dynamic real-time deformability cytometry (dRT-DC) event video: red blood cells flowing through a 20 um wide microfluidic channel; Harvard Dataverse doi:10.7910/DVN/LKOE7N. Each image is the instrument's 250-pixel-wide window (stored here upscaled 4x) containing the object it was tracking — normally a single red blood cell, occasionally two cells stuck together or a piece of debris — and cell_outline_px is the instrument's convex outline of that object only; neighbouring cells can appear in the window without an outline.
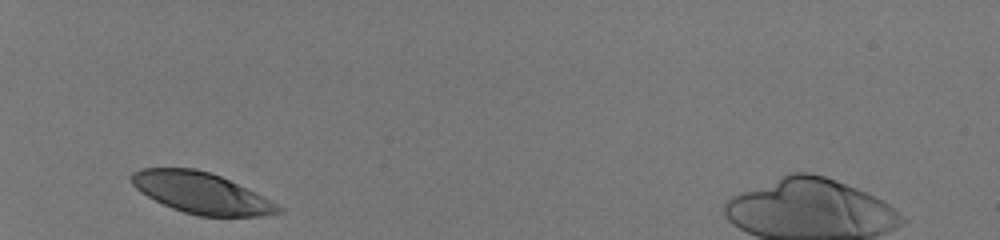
{"species": "human", "species_latin": "Homo sapiens", "temperature_condition": "room temperature", "stored_images_in_passage": 28, "camera_frame_rate_fps": 3000, "um_per_image_px": 0.085, "donor": {"sex": "male"}, "frame": {"image": 1, "passage_image": 1, "time_ms": 0.0, "image_size_px": [1000, 240], "cell_outline_px": [[284, 212], [268, 216], [200, 216], [184, 212], [172, 208], [140, 192], [132, 184], [132, 172], [140, 168], [196, 168], [212, 172], [256, 192], [284, 208]], "centroid_in_image_um": [17.16, 16.4], "position_along_channel_um": 67.8, "area_um2": 35.14}}
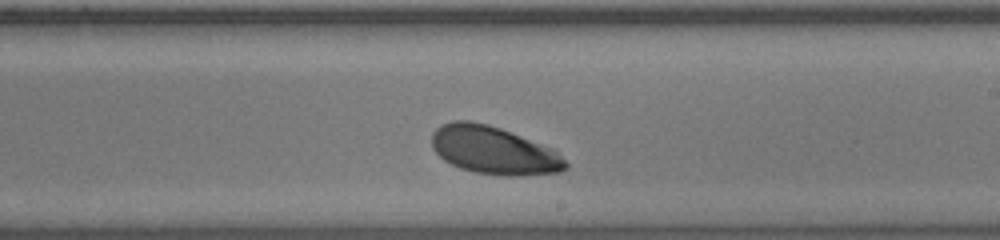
{"frame": {"image": 2, "passage_image": 16, "time_ms": 5.0, "image_size_px": [1000, 240], "cell_outline_px": [[568, 168], [560, 172], [516, 176], [504, 176], [476, 172], [460, 168], [444, 160], [432, 148], [432, 132], [440, 124], [452, 120], [468, 120], [488, 124], [500, 128], [552, 148], [568, 164]], "centroid_in_image_um": [41.93, 12.77], "position_along_channel_um": 247.1, "area_um2": 37.28}}
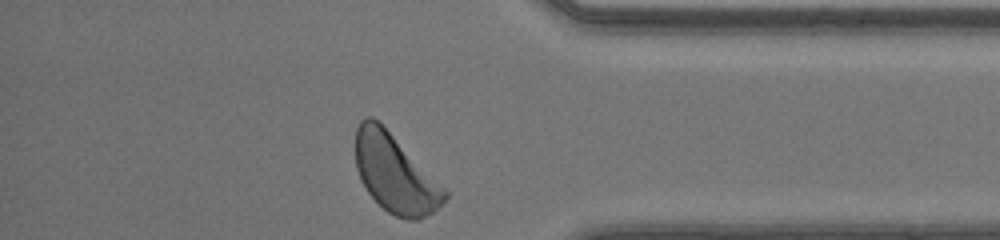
{"frame": {"image": 3, "passage_image": 28, "time_ms": 9.0, "image_size_px": [1000, 240], "cell_outline_px": [[448, 196], [432, 212], [420, 220], [408, 220], [396, 216], [388, 212], [368, 192], [360, 180], [356, 168], [356, 128], [360, 120], [364, 116], [372, 116], [448, 192]], "centroid_in_image_um": [33.53, 14.78], "position_along_channel_um": 401.7, "area_um2": 39.36}, "authors_computed_cell_mechanics": {"area_um2": 37.3099, "velocity_mm_per_s": 4.0321, "shape_relaxation_time_tau1_ms": 1.2778, "shape_relaxation_time_tau2_ms": null, "deformation_change_tau1": 0.0997, "deformation_change_tau2": null}}